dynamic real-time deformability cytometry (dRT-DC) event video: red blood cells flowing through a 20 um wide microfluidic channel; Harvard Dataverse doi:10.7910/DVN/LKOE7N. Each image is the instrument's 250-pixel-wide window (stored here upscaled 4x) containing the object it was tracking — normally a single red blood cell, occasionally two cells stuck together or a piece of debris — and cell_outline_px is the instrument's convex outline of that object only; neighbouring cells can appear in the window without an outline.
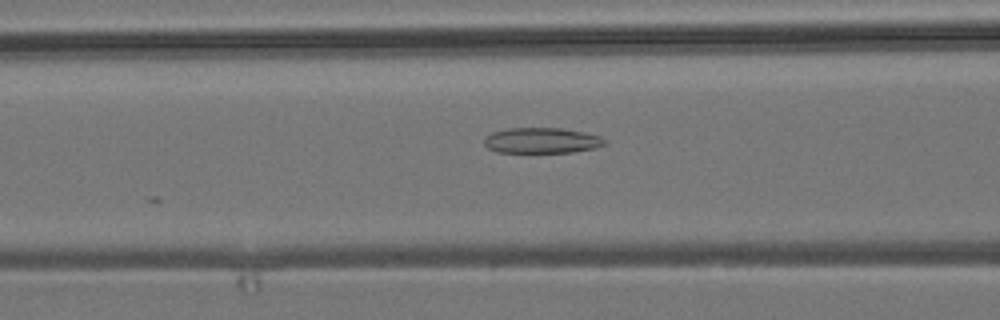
{"species": "common noctule bat (a hibernating species)", "species_latin": "Nyctalus noctula", "temperature_condition": "room temperature", "stored_images_in_passage": 25, "camera_frame_rate_fps": 3000, "um_per_image_px": 0.085, "animal": {"sex": "male", "body_mass_g": 19.2, "forearm_length_mm": 51.8}, "frame": {"image": 1, "passage_image": 21, "time_ms": 6.667, "image_size_px": [1000, 320], "cell_outline_px": [[608, 144], [596, 148], [572, 152], [496, 152], [488, 148], [484, 144], [484, 140], [492, 132], [508, 128], [560, 128], [584, 132], [600, 136], [608, 140]], "centroid_in_image_um": [46.1, 11.94], "position_along_channel_um": 120.5, "area_um2": 18.03}}
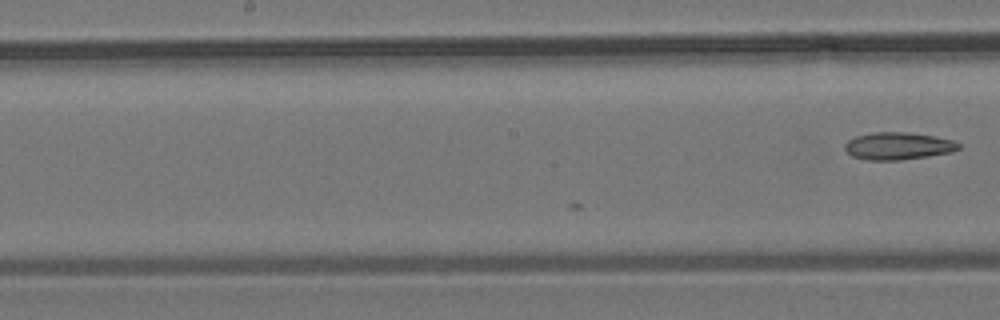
{"frame": {"image": 2, "passage_image": 25, "time_ms": 8.0, "image_size_px": [1000, 320], "cell_outline_px": [[960, 148], [952, 152], [928, 156], [900, 160], [868, 160], [852, 156], [844, 148], [844, 144], [848, 140], [856, 136], [872, 132], [908, 132], [936, 136], [952, 140], [960, 144]], "centroid_in_image_um": [76.34, 12.4], "position_along_channel_um": 171.9, "area_um2": 18.21}}